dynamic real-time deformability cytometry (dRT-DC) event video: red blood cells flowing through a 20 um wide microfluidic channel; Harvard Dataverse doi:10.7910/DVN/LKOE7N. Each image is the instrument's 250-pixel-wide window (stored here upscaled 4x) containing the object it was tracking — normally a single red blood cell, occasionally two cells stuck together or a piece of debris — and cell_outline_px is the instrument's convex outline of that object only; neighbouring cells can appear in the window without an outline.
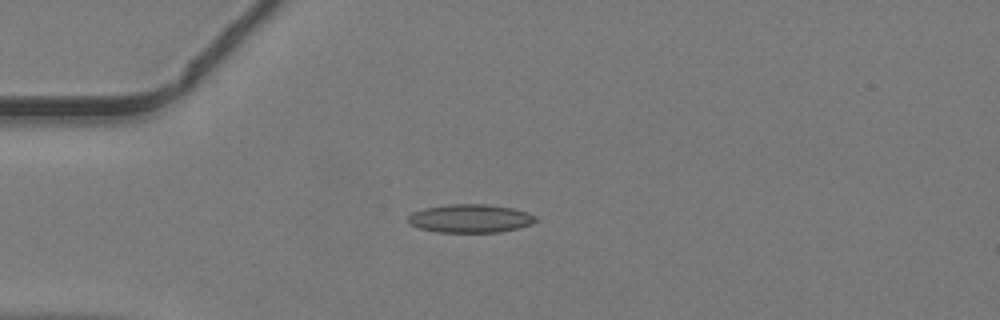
{"species": "common noctule bat (a hibernating species)", "species_latin": "Nyctalus noctula", "temperature_condition": "warm", "stored_images_in_passage": 33, "camera_frame_rate_fps": 3000, "um_per_image_px": 0.085, "animal": {"sex": "male", "body_mass_g": 19.2, "forearm_length_mm": 51.8}, "frame": {"image": 1, "passage_image": 1, "time_ms": 0.0, "image_size_px": [1000, 320], "cell_outline_px": [[540, 220], [532, 224], [500, 232], [436, 232], [420, 228], [408, 224], [408, 216], [412, 212], [424, 208], [448, 204], [488, 204], [512, 208], [528, 212], [536, 216]], "centroid_in_image_um": [39.98, 18.56], "position_along_channel_um": 45.0, "area_um2": 21.27}}
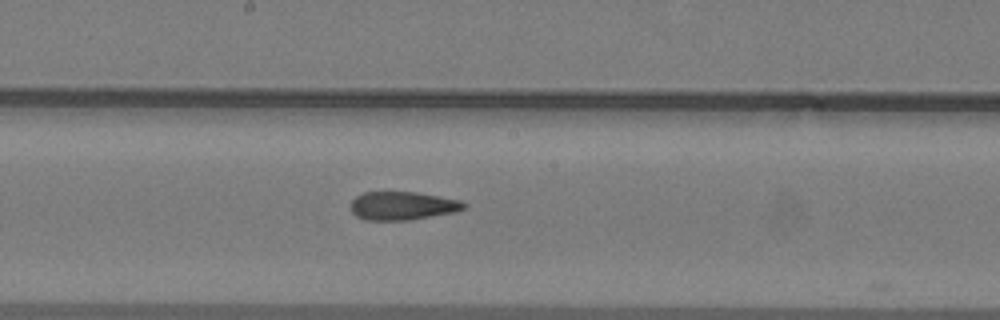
{"frame": {"image": 2, "passage_image": 14, "time_ms": 4.333, "image_size_px": [1000, 320], "cell_outline_px": [[468, 208], [456, 212], [408, 220], [364, 220], [356, 216], [348, 208], [348, 204], [356, 196], [364, 192], [416, 192], [440, 196], [460, 200], [468, 204]], "centroid_in_image_um": [34.21, 17.49], "position_along_channel_um": 214.0, "area_um2": 19.07}}
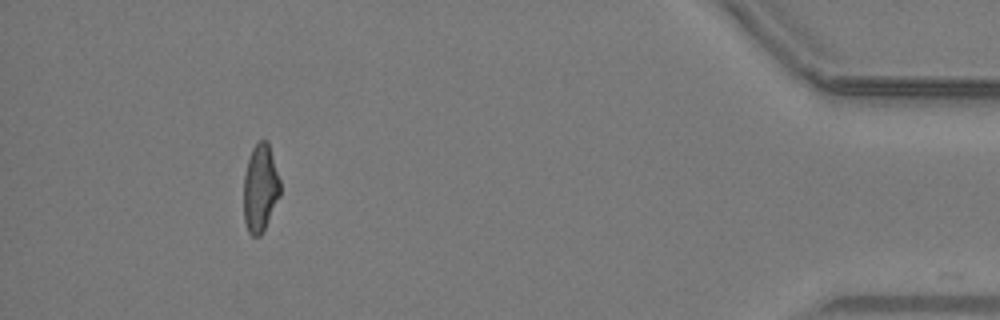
{"frame": {"image": 3, "passage_image": 32, "time_ms": 10.333, "image_size_px": [1000, 320], "cell_outline_px": [[280, 196], [260, 236], [252, 236], [248, 232], [244, 220], [244, 176], [248, 160], [252, 148], [256, 140], [268, 140], [280, 180]], "centroid_in_image_um": [22.12, 15.95], "position_along_channel_um": 413.1, "area_um2": 18.67}}